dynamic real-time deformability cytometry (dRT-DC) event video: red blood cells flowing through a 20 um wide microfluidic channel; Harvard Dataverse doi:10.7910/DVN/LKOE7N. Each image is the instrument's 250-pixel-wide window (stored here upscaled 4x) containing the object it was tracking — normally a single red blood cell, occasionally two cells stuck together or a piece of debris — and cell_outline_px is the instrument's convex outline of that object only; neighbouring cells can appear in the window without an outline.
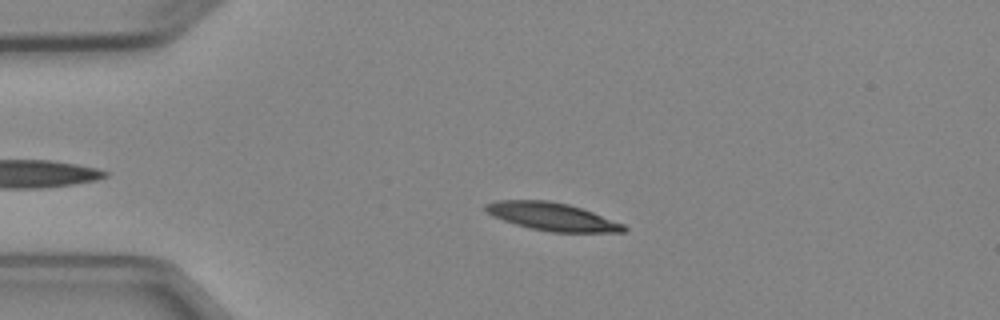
{"species": "Egyptian fruit bat (a non-hibernating species)", "species_latin": "Rousettus aegyptiacus", "temperature_condition": "cold", "stored_images_in_passage": 3, "camera_frame_rate_fps": 3000, "um_per_image_px": 0.085, "animal": {"sex": "female"}, "frame": {"image": 1, "passage_image": 2, "time_ms": 2.0, "image_size_px": [1000, 320], "cell_outline_px": [[628, 228], [624, 232], [552, 232], [532, 228], [516, 224], [492, 216], [484, 208], [484, 204], [496, 200], [548, 200], [568, 204], [592, 212], [624, 224]], "centroid_in_image_um": [46.92, 18.41], "position_along_channel_um": 38.1, "area_um2": 22.25}}